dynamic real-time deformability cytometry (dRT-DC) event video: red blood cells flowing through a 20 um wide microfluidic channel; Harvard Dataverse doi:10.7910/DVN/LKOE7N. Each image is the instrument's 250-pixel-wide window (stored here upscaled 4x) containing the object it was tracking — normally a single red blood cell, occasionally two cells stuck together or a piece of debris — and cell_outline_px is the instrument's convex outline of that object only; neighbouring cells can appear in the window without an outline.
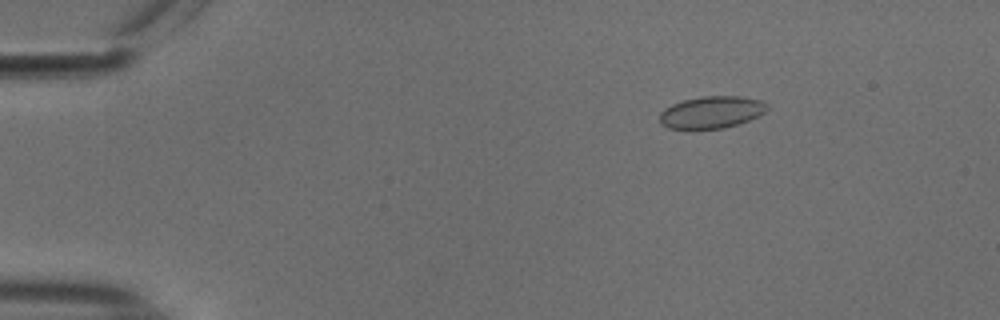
{"species": "common noctule bat (a hibernating species)", "species_latin": "Nyctalus noctula", "temperature_condition": "cold", "stored_images_in_passage": 55, "camera_frame_rate_fps": 3000, "um_per_image_px": 0.085, "animal": {"sex": "male", "body_mass_g": 18.8}, "frame": {"image": 1, "passage_image": 9, "time_ms": 2.667, "image_size_px": [1000, 320], "cell_outline_px": [[768, 108], [760, 116], [740, 124], [724, 128], [692, 132], [688, 132], [668, 128], [660, 124], [660, 112], [664, 108], [672, 104], [684, 100], [700, 96], [740, 96], [760, 100], [768, 104]], "centroid_in_image_um": [60.44, 9.59], "position_along_channel_um": 24.6, "area_um2": 21.04}}
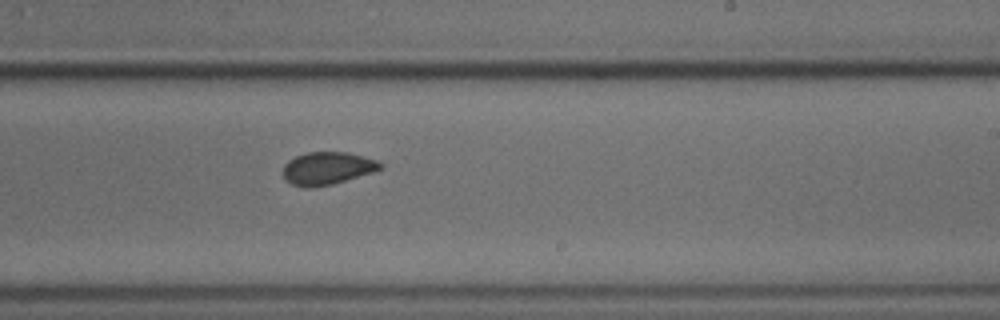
{"frame": {"image": 2, "passage_image": 34, "time_ms": 11.0, "image_size_px": [1000, 320], "cell_outline_px": [[384, 168], [372, 172], [332, 184], [312, 188], [304, 188], [292, 184], [284, 180], [284, 164], [288, 160], [296, 156], [308, 152], [348, 152], [364, 156], [376, 160], [384, 164]], "centroid_in_image_um": [27.82, 14.3], "position_along_channel_um": 261.2, "area_um2": 18.61}}
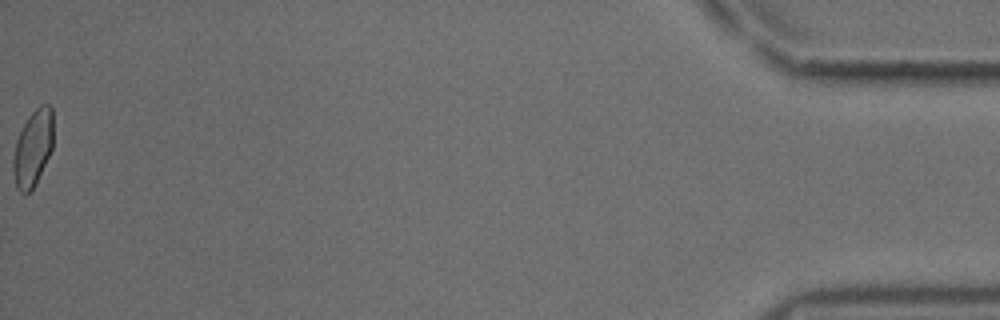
{"frame": {"image": 3, "passage_image": 55, "time_ms": 18.0, "image_size_px": [1000, 320], "cell_outline_px": [[52, 148], [36, 184], [28, 192], [20, 192], [16, 188], [12, 172], [12, 160], [16, 140], [28, 116], [40, 104], [48, 104], [52, 108]], "centroid_in_image_um": [2.77, 12.6], "position_along_channel_um": 432.4, "area_um2": 17.8}, "authors_computed_cell_mechanics": {"area_um2": 18.6116, "velocity_mm_per_s": 3.7666, "shape_relaxation_time_tau1_ms": null, "shape_relaxation_time_tau2_ms": 0.9105, "deformation_change_tau1": null, "deformation_change_tau2": 0.0406}}